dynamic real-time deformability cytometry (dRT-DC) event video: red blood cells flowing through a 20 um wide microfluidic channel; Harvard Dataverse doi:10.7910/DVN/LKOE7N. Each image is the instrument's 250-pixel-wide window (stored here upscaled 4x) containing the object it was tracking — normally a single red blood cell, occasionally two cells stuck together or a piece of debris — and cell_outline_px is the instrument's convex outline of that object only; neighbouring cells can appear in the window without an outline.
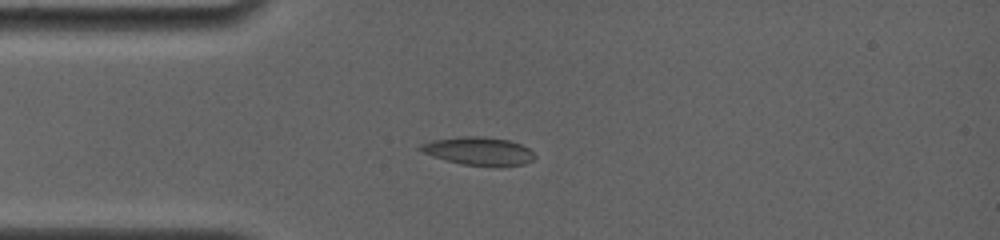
{"species": "common noctule bat (a hibernating species)", "species_latin": "Nyctalus noctula", "temperature_condition": "room temperature", "stored_images_in_passage": 29, "camera_frame_rate_fps": 4000, "um_per_image_px": 0.085, "animal": {"sex": "female", "body_mass_g": 19.0, "forearm_length_mm": 56.7}, "frame": {"image": 1, "passage_image": 8, "time_ms": 3.0, "image_size_px": [1000, 240], "cell_outline_px": [[536, 156], [532, 160], [524, 164], [496, 168], [460, 164], [432, 156], [416, 148], [420, 144], [432, 140], [464, 136], [480, 136], [508, 140], [520, 144], [528, 148]], "centroid_in_image_um": [40.69, 12.87], "position_along_channel_um": 44.3, "area_um2": 19.02}}
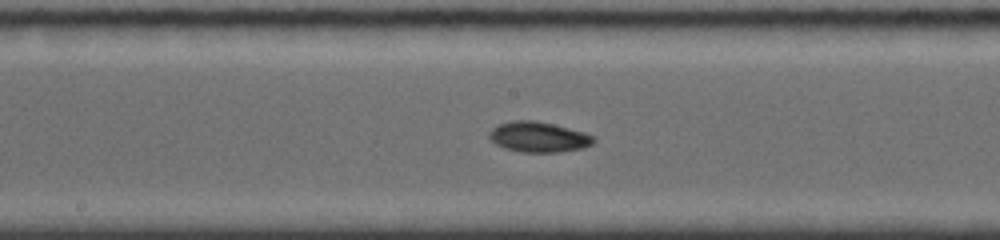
{"frame": {"image": 2, "passage_image": 16, "time_ms": 7.5, "image_size_px": [1000, 240], "cell_outline_px": [[596, 140], [592, 144], [584, 148], [560, 152], [520, 152], [504, 148], [496, 144], [488, 136], [488, 132], [492, 128], [500, 124], [512, 120], [532, 120], [552, 124], [584, 132], [596, 136]], "centroid_in_image_um": [45.79, 11.65], "position_along_channel_um": 202.4, "area_um2": 18.55}}
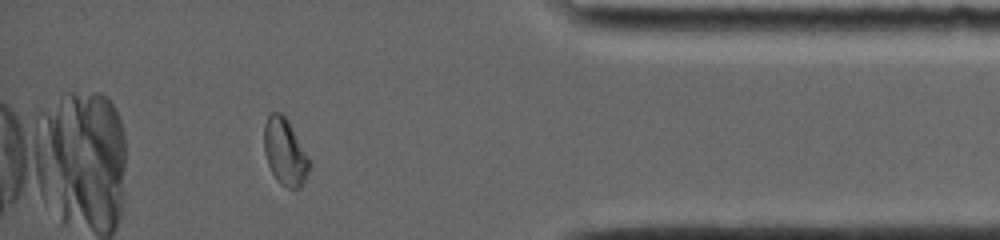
{"frame": {"image": 3, "passage_image": 26, "time_ms": 13.5, "image_size_px": [1000, 240], "cell_outline_px": [[312, 164], [300, 188], [288, 188], [280, 184], [276, 180], [268, 164], [264, 152], [264, 124], [268, 112], [280, 112], [288, 120], [312, 160]], "centroid_in_image_um": [24.24, 12.89], "position_along_channel_um": 411.0, "area_um2": 17.98}, "authors_computed_cell_mechanics": {"area_um2": 18.0914, "velocity_mm_per_s": 3.7878, "shape_relaxation_time_tau1_ms": null, "shape_relaxation_time_tau2_ms": 3.2523, "deformation_change_tau1": null, "deformation_change_tau2": 0.0763}}